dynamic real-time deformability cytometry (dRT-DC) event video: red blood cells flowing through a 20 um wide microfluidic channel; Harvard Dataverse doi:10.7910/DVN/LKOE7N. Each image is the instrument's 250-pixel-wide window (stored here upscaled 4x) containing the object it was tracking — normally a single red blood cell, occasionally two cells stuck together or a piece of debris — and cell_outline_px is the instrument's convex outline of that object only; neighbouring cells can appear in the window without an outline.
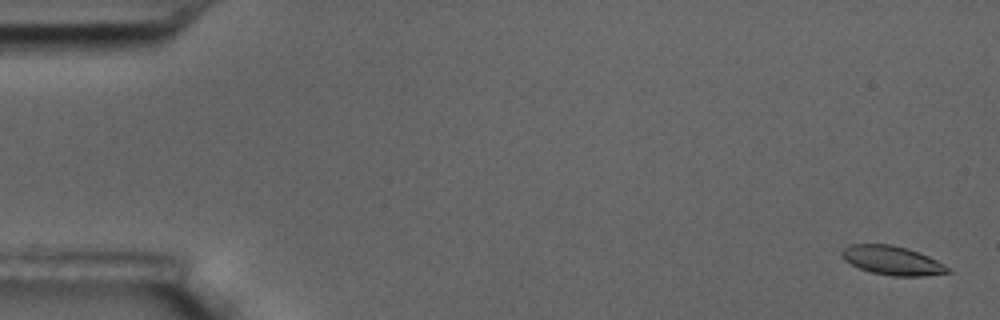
{"species": "common noctule bat (a hibernating species)", "species_latin": "Nyctalus noctula", "temperature_condition": "room temperature", "stored_images_in_passage": 11, "camera_frame_rate_fps": 3000, "um_per_image_px": 0.085, "animal": {"sex": "male", "body_mass_g": 17.5, "forearm_length_mm": 52.3}, "frame": {"image": 1, "passage_image": 1, "time_ms": 0.0, "image_size_px": [1000, 320], "cell_outline_px": [[952, 272], [920, 276], [892, 276], [872, 272], [860, 268], [844, 260], [840, 252], [848, 244], [892, 244], [908, 248], [928, 256], [952, 268]], "centroid_in_image_um": [75.85, 22.13], "position_along_channel_um": 9.1, "area_um2": 17.92}}
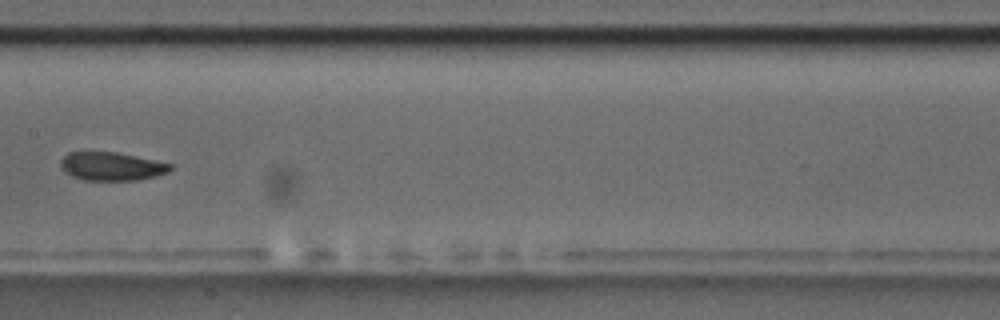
{"frame": {"image": 2, "passage_image": 8, "time_ms": 2.333, "image_size_px": [1000, 320], "cell_outline_px": [[172, 168], [168, 172], [156, 176], [136, 180], [84, 180], [72, 176], [64, 172], [60, 168], [60, 160], [68, 152], [116, 152], [172, 164]], "centroid_in_image_um": [9.44, 14.14], "position_along_channel_um": 198.0, "area_um2": 18.09}}
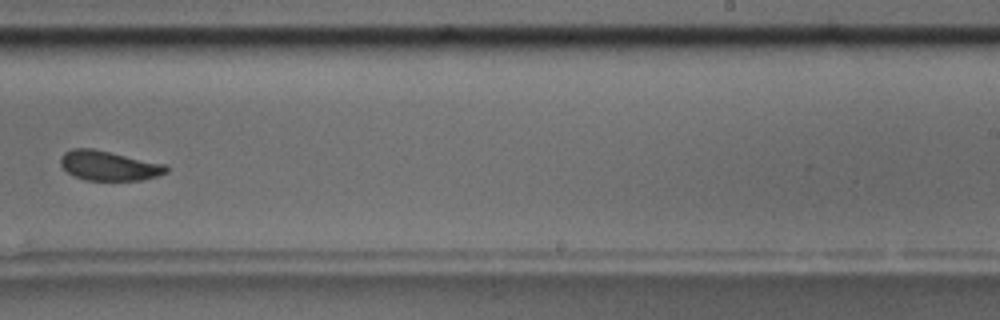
{"frame": {"image": 3, "passage_image": 10, "time_ms": 3.0, "image_size_px": [1000, 320], "cell_outline_px": [[168, 172], [144, 180], [84, 180], [68, 172], [60, 164], [60, 156], [64, 152], [72, 148], [92, 148], [112, 152], [168, 164]], "centroid_in_image_um": [9.28, 14.07], "position_along_channel_um": 279.7, "area_um2": 18.5}}